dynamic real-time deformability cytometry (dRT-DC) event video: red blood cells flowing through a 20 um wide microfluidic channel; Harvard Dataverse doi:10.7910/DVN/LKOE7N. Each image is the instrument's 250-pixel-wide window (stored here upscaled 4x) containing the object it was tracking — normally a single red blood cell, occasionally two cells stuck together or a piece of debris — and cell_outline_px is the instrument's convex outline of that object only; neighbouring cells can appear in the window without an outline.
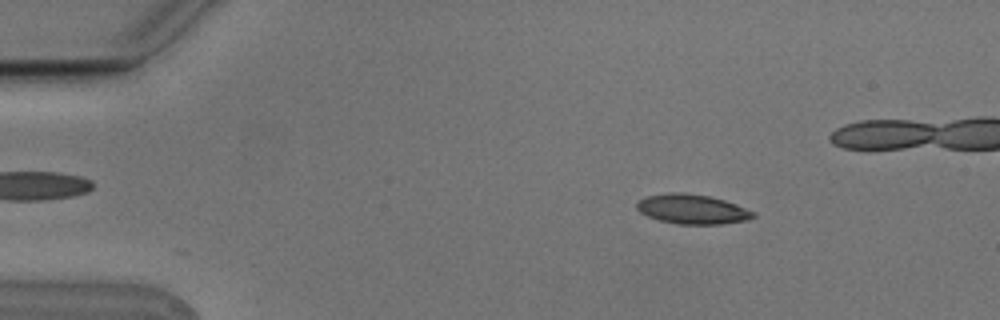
{"species": "Egyptian fruit bat (a non-hibernating species)", "species_latin": "Rousettus aegyptiacus", "temperature_condition": "cold", "stored_images_in_passage": 7, "camera_frame_rate_fps": 3000, "um_per_image_px": 0.085, "animal": {"sex": "male"}, "frame": {"image": 1, "passage_image": 2, "time_ms": 0.333, "image_size_px": [1000, 320], "cell_outline_px": [[756, 216], [748, 220], [720, 224], [680, 224], [660, 220], [648, 216], [640, 212], [636, 208], [636, 204], [644, 196], [668, 192], [684, 192], [712, 196], [736, 204], [756, 212]], "centroid_in_image_um": [58.85, 17.76], "position_along_channel_um": 26.1, "area_um2": 20.29}}